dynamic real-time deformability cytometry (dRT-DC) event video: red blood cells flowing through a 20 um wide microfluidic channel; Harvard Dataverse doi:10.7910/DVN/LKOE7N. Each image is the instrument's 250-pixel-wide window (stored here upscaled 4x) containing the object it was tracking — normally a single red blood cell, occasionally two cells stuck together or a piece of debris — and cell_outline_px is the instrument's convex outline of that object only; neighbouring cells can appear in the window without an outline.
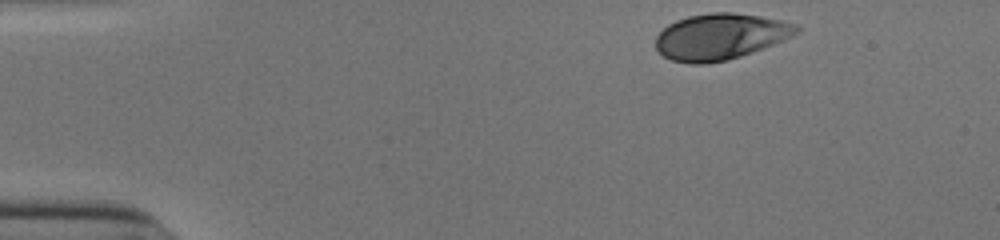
{"species": "human", "species_latin": "Homo sapiens", "temperature_condition": "cold", "stored_images_in_passage": 36, "camera_frame_rate_fps": 3000, "um_per_image_px": 0.085, "donor": {"sex": "male"}, "frame": {"image": 1, "passage_image": 1, "time_ms": 0.0, "image_size_px": [1000, 240], "cell_outline_px": [[800, 32], [772, 44], [752, 52], [740, 56], [724, 60], [704, 64], [692, 64], [672, 60], [664, 56], [656, 48], [656, 36], [668, 24], [676, 20], [688, 16], [712, 12], [732, 12], [760, 16], [780, 20], [796, 24], [800, 28]], "centroid_in_image_um": [61.21, 3.1], "position_along_channel_um": 23.8, "area_um2": 37.51}}
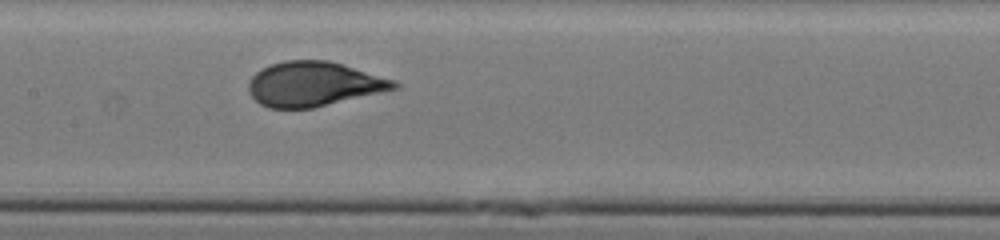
{"frame": {"image": 2, "passage_image": 20, "time_ms": 6.333, "image_size_px": [1000, 240], "cell_outline_px": [[400, 88], [312, 108], [268, 108], [260, 104], [248, 92], [248, 80], [256, 72], [272, 64], [284, 60], [328, 60], [392, 80], [400, 84]], "centroid_in_image_um": [26.62, 7.15], "position_along_channel_um": 180.8, "area_um2": 37.45}}
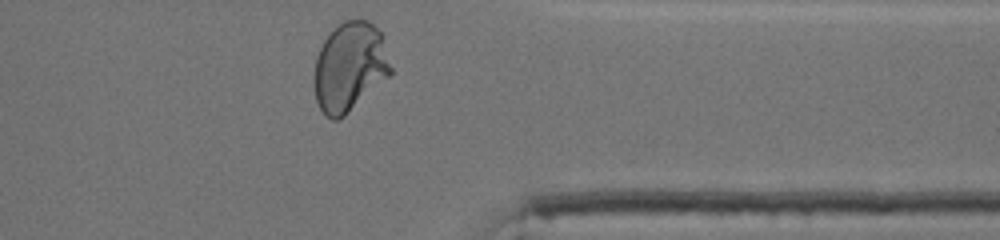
{"frame": {"image": 3, "passage_image": 36, "time_ms": 11.667, "image_size_px": [1000, 240], "cell_outline_px": [[392, 72], [388, 76], [344, 116], [336, 120], [332, 120], [324, 116], [316, 100], [316, 56], [324, 40], [344, 20], [368, 20], [380, 32], [392, 68]], "centroid_in_image_um": [29.73, 5.7], "position_along_channel_um": 381.7, "area_um2": 38.84}, "authors_computed_cell_mechanics": {"area_um2": 37.57, "velocity_mm_per_s": 3.9024, "shape_relaxation_time_tau1_ms": 5.4817, "shape_relaxation_time_tau2_ms": null, "deformation_change_tau1": 0.2144, "deformation_change_tau2": null}}